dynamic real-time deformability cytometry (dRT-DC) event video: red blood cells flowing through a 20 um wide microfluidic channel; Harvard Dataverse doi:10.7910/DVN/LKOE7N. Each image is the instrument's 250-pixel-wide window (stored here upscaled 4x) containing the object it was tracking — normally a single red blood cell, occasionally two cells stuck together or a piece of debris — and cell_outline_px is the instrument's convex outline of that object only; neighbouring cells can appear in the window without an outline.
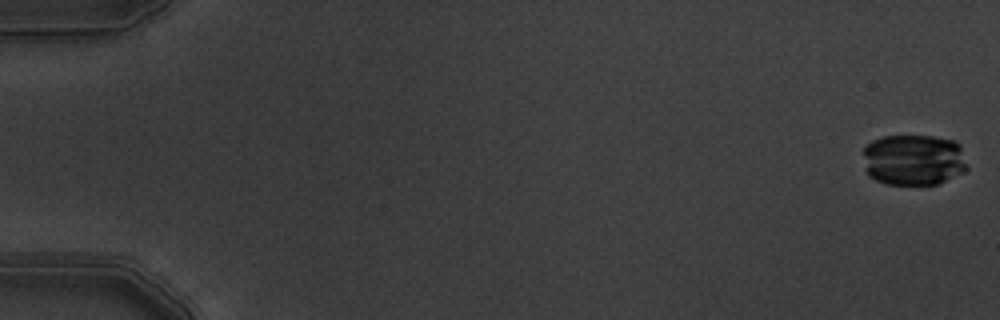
{"species": "common noctule bat (a hibernating species)", "species_latin": "Nyctalus noctula", "temperature_condition": "warm", "stored_images_in_passage": 6, "segment_of_instrument_passage": [2, 2], "camera_frame_rate_fps": 3000, "um_per_image_px": 0.085, "animal": {"sex": "male", "body_mass_g": 19.5, "forearm_length_mm": 54.6}, "frame": {"image": 1, "passage_image": 6, "time_ms": 1.667, "image_size_px": [1000, 320], "cell_outline_px": [[968, 168], [964, 172], [936, 184], [884, 184], [868, 176], [864, 168], [864, 144], [872, 140], [884, 136], [932, 136], [956, 140], [960, 144]], "centroid_in_image_um": [77.64, 13.57], "position_along_channel_um": 7.4, "area_um2": 31.44}}